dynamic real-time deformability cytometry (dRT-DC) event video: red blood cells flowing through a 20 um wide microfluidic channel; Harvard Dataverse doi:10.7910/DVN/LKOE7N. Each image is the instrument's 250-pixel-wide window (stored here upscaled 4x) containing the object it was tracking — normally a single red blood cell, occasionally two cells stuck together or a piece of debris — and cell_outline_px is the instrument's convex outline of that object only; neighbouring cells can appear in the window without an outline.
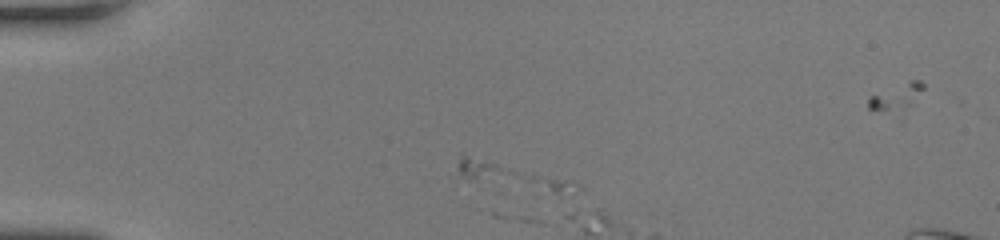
{"species": "human", "species_latin": "Homo sapiens", "temperature_condition": "room temperature", "stored_images_in_passage": 6, "camera_frame_rate_fps": 3000, "um_per_image_px": 0.085, "donor": {"sex": "female"}, "frame": {"image": 1, "passage_image": 3, "time_ms": 0.667, "image_size_px": [1000, 240], "cell_outline_px": [[584, 192], [536, 196], [468, 180], [460, 176], [460, 156], [464, 156], [564, 180], [580, 184], [584, 188]], "centroid_in_image_um": [43.76, 15.19], "position_along_channel_um": 41.2, "area_um2": 17.63}}